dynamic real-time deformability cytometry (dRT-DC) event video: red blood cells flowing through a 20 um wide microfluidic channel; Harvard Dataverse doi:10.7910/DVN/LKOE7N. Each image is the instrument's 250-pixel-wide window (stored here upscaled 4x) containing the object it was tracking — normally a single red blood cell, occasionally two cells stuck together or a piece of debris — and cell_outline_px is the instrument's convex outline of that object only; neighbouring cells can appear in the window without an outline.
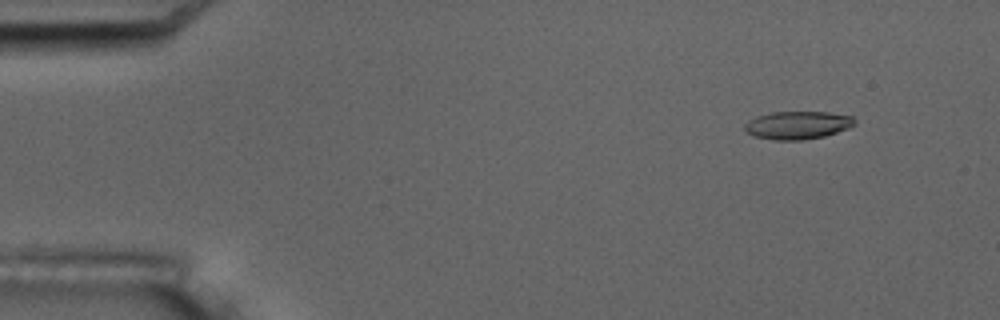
{"species": "common noctule bat (a hibernating species)", "species_latin": "Nyctalus noctula", "temperature_condition": "room temperature", "stored_images_in_passage": 5, "camera_frame_rate_fps": 3000, "um_per_image_px": 0.085, "animal": {"sex": "male", "body_mass_g": 17.5, "forearm_length_mm": 52.3}, "frame": {"image": 1, "passage_image": 2, "time_ms": 1.0, "image_size_px": [1000, 320], "cell_outline_px": [[856, 124], [848, 128], [824, 136], [804, 140], [772, 140], [752, 136], [744, 128], [744, 124], [748, 120], [756, 116], [772, 112], [828, 112], [852, 116], [856, 120]], "centroid_in_image_um": [67.78, 10.64], "position_along_channel_um": 17.2, "area_um2": 18.03}}
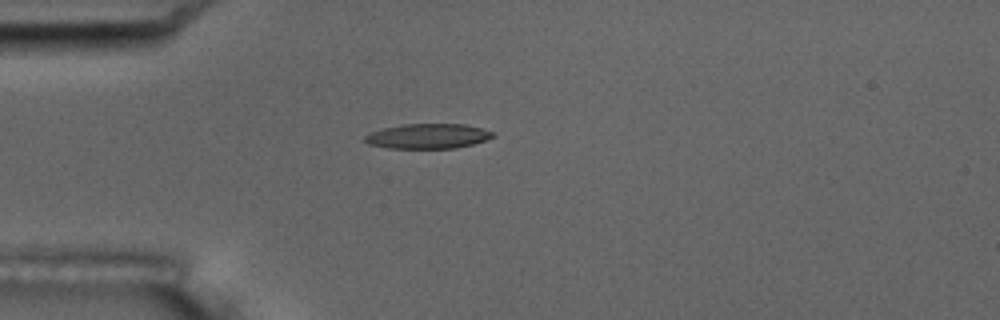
{"frame": {"image": 2, "passage_image": 5, "time_ms": 4.333, "image_size_px": [1000, 320], "cell_outline_px": [[496, 136], [472, 144], [456, 148], [388, 148], [368, 144], [364, 140], [364, 136], [372, 132], [384, 128], [404, 124], [464, 124], [496, 132]], "centroid_in_image_um": [36.39, 11.57], "position_along_channel_um": 48.6, "area_um2": 18.5}}